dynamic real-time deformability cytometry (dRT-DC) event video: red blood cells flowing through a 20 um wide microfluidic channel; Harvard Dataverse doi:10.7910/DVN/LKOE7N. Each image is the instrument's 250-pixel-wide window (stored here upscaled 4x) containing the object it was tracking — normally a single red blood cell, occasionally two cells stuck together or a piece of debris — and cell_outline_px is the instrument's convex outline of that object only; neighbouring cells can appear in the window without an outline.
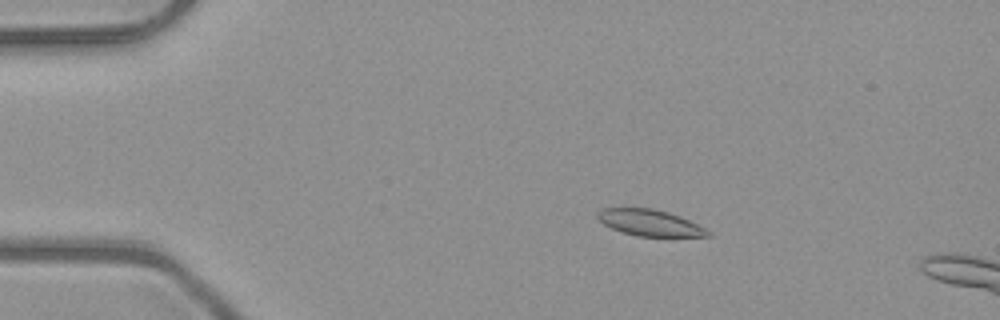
{"species": "common noctule bat (a hibernating species)", "species_latin": "Nyctalus noctula", "temperature_condition": "room temperature", "stored_images_in_passage": 5, "camera_frame_rate_fps": 3000, "um_per_image_px": 0.085, "animal": {"sex": "male", "body_mass_g": 23.1, "forearm_length_mm": 52.7}, "frame": {"image": 1, "passage_image": 3, "time_ms": 0.667, "image_size_px": [1000, 320], "cell_outline_px": [[712, 236], [636, 236], [612, 228], [604, 224], [596, 216], [596, 212], [604, 208], [652, 208], [668, 212], [680, 216], [712, 232]], "centroid_in_image_um": [55.23, 18.93], "position_along_channel_um": 29.8, "area_um2": 16.7}}